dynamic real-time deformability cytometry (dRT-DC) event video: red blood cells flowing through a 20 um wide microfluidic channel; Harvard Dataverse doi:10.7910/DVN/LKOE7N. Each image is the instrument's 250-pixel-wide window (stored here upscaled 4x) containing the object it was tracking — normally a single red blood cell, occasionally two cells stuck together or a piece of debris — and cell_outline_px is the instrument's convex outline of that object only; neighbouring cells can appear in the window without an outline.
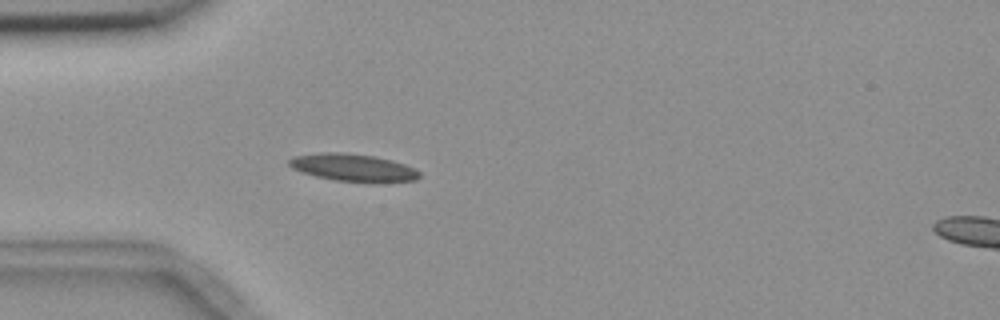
{"species": "common noctule bat (a hibernating species)", "species_latin": "Nyctalus noctula", "temperature_condition": "room temperature", "stored_images_in_passage": 5, "segment_of_instrument_passage": [1, 2], "camera_frame_rate_fps": 3000, "um_per_image_px": 0.085, "animal": {"sex": "female", "body_mass_g": 18.4}, "frame": {"image": 1, "passage_image": 4, "time_ms": 3.333, "image_size_px": [1000, 320], "cell_outline_px": [[420, 176], [416, 180], [372, 184], [336, 180], [316, 176], [292, 168], [288, 164], [288, 160], [296, 156], [324, 152], [344, 152], [372, 156], [404, 164], [420, 172]], "centroid_in_image_um": [30.04, 14.27], "position_along_channel_um": 55.0, "area_um2": 20.87}}